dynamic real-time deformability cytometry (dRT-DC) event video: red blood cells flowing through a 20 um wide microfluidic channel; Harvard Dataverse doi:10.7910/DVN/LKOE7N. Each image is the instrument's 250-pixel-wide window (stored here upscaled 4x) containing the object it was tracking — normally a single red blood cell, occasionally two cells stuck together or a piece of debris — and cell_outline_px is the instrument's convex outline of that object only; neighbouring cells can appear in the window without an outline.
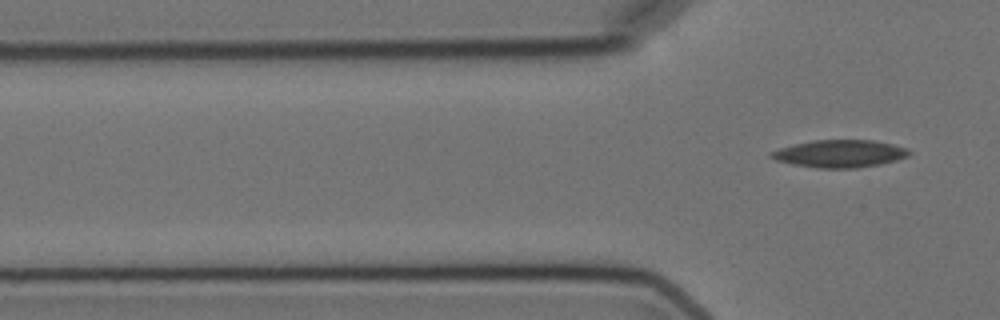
{"species": "Egyptian fruit bat (a non-hibernating species)", "species_latin": "Rousettus aegyptiacus", "temperature_condition": "cold", "stored_images_in_passage": 3, "camera_frame_rate_fps": 3000, "um_per_image_px": 0.085, "animal": {"sex": "female"}, "frame": {"image": 1, "passage_image": 3, "time_ms": 3.667, "image_size_px": [1000, 320], "cell_outline_px": [[912, 152], [908, 156], [896, 160], [880, 164], [856, 168], [816, 168], [792, 164], [776, 160], [768, 156], [768, 152], [780, 148], [812, 140], [872, 140], [892, 144], [908, 148]], "centroid_in_image_um": [71.37, 13.06], "position_along_channel_um": 54.4, "area_um2": 22.14}}